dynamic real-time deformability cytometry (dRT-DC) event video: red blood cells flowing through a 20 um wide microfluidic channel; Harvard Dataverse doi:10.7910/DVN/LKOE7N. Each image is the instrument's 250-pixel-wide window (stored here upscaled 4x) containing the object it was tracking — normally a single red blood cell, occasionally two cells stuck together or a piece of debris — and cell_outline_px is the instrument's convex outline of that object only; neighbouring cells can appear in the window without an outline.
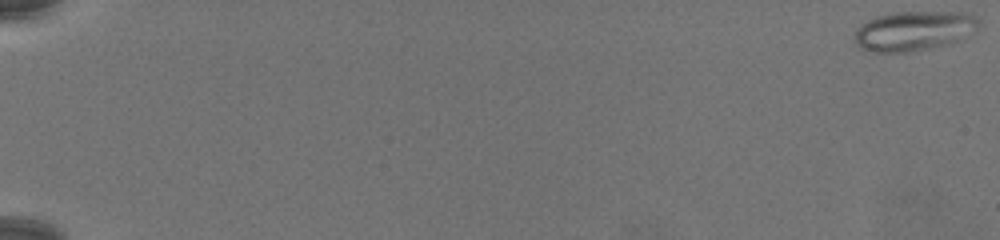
{"species": "common noctule bat (a hibernating species)", "species_latin": "Nyctalus noctula", "temperature_condition": "warm", "stored_images_in_passage": 79, "camera_frame_rate_fps": 3000, "um_per_image_px": 0.085, "animal": {"sex": "female", "body_mass_g": 19.5, "forearm_length_mm": 54.1}, "frame": {"image": 1, "passage_image": 1, "time_ms": 0.0, "image_size_px": [1000, 240], "cell_outline_px": [[980, 24], [976, 32], [956, 40], [944, 44], [928, 48], [904, 52], [872, 52], [860, 48], [856, 44], [856, 32], [868, 20], [876, 16], [896, 12], [968, 12], [976, 16], [980, 20]], "centroid_in_image_um": [77.74, 2.6], "position_along_channel_um": 7.3, "area_um2": 28.44}}
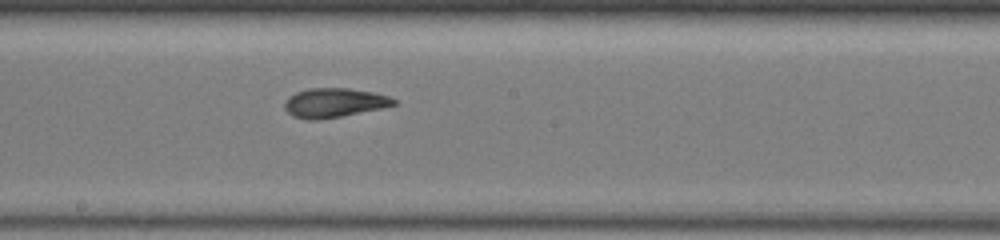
{"frame": {"image": 2, "passage_image": 48, "time_ms": 15.667, "image_size_px": [1000, 240], "cell_outline_px": [[396, 104], [380, 108], [340, 116], [316, 120], [308, 120], [292, 116], [284, 108], [284, 104], [288, 96], [296, 92], [308, 88], [348, 88], [372, 92], [388, 96], [396, 100]], "centroid_in_image_um": [28.35, 8.73], "position_along_channel_um": 219.9, "area_um2": 18.44}}
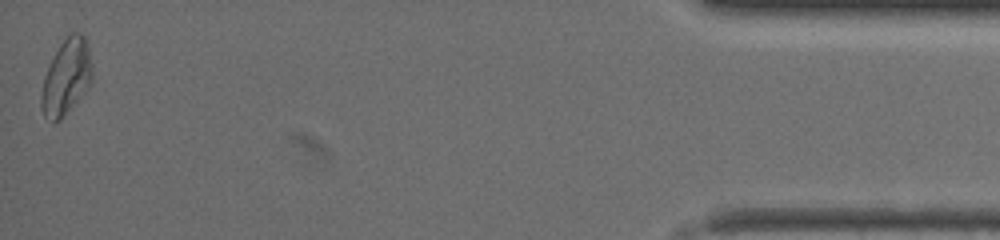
{"frame": {"image": 3, "passage_image": 79, "time_ms": 26.0, "image_size_px": [1000, 240], "cell_outline_px": [[92, 80], [84, 92], [60, 120], [52, 124], [44, 116], [40, 108], [40, 96], [44, 76], [60, 44], [72, 32], [80, 32], [84, 36], [88, 48], [92, 64]], "centroid_in_image_um": [5.62, 6.59], "position_along_channel_um": 429.6, "area_um2": 22.2}}